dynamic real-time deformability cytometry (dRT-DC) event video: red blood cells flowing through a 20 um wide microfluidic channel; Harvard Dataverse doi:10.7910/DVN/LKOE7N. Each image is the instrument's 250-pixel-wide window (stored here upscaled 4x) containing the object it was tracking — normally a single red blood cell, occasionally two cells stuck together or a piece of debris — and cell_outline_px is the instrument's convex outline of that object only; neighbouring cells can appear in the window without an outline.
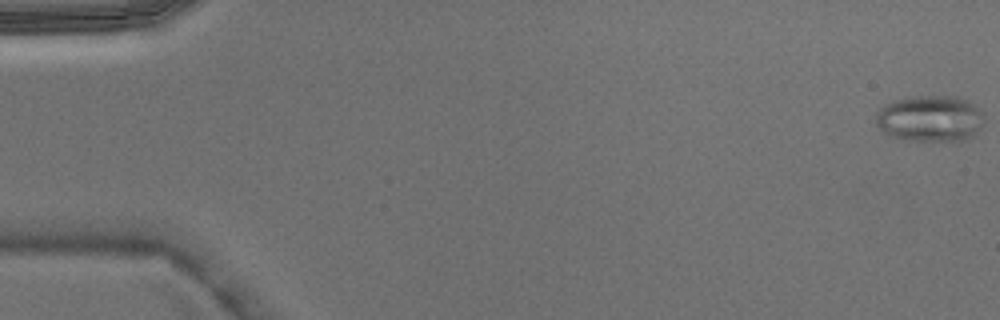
{"species": "Egyptian fruit bat (a non-hibernating species)", "species_latin": "Rousettus aegyptiacus", "temperature_condition": "warm", "stored_images_in_passage": 4, "camera_frame_rate_fps": 3000, "um_per_image_px": 0.085, "animal": {"sex": "male"}, "frame": {"image": 1, "passage_image": 1, "time_ms": 0.0, "image_size_px": [1000, 320], "cell_outline_px": [[984, 120], [980, 128], [972, 136], [964, 140], [912, 140], [892, 136], [884, 132], [876, 124], [876, 112], [884, 104], [896, 100], [916, 96], [956, 96], [968, 100], [984, 116]], "centroid_in_image_um": [79.05, 10.06], "position_along_channel_um": 5.9, "area_um2": 28.9}}